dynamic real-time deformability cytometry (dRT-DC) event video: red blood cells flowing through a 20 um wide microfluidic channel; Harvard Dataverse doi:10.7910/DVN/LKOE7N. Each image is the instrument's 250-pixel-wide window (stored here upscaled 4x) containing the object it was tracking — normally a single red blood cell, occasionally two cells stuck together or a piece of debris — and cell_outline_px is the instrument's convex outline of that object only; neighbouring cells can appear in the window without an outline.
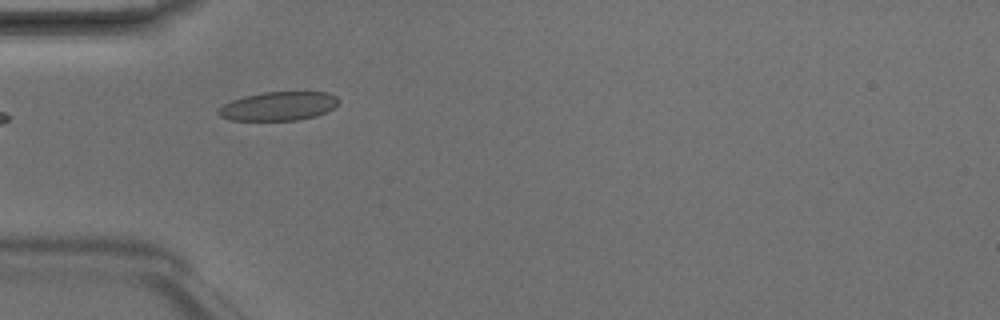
{"species": "Egyptian fruit bat (a non-hibernating species)", "species_latin": "Rousettus aegyptiacus", "temperature_condition": "room temperature", "stored_images_in_passage": 2, "camera_frame_rate_fps": 3000, "um_per_image_px": 0.085, "animal": {"sex": "male"}, "frame": {"image": 1, "passage_image": 2, "time_ms": 0.333, "image_size_px": [1000, 320], "cell_outline_px": [[340, 100], [332, 108], [316, 116], [296, 120], [232, 120], [220, 116], [216, 112], [216, 108], [232, 100], [244, 96], [264, 92], [328, 92], [336, 96]], "centroid_in_image_um": [23.64, 9.02], "position_along_channel_um": 61.4, "area_um2": 20.11}}